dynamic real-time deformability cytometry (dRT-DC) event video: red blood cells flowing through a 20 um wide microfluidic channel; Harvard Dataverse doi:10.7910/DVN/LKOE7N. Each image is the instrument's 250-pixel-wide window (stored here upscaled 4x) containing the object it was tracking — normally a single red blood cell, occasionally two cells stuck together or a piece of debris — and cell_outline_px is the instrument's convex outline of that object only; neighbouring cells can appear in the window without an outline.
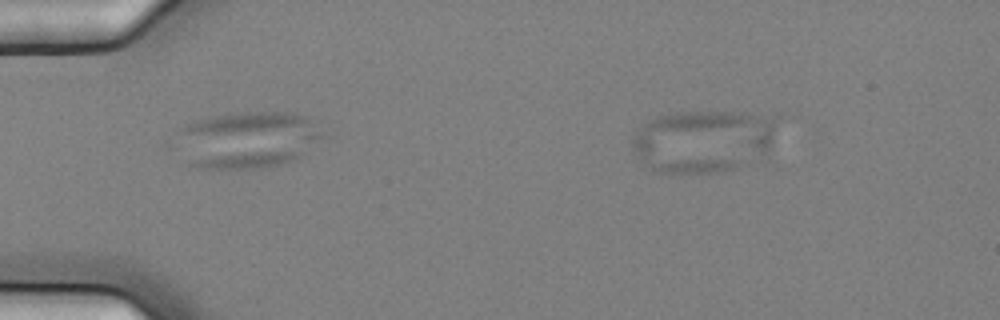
{"species": "common noctule bat (a hibernating species)", "species_latin": "Nyctalus noctula", "temperature_condition": "cold", "stored_images_in_passage": 2, "camera_frame_rate_fps": 3000, "um_per_image_px": 0.085, "animal": {"sex": "female", "body_mass_g": 25.1}, "frame": {"image": 1, "passage_image": 2, "time_ms": 0.333, "image_size_px": [1000, 320], "cell_outline_px": [[776, 120], [772, 140], [768, 148], [764, 152], [736, 168], [720, 172], [656, 172], [640, 160], [636, 156], [632, 144], [632, 136], [640, 124], [656, 116], [680, 112], [740, 112], [776, 116]], "centroid_in_image_um": [59.7, 11.96], "position_along_channel_um": 25.3, "area_um2": 52.54}}